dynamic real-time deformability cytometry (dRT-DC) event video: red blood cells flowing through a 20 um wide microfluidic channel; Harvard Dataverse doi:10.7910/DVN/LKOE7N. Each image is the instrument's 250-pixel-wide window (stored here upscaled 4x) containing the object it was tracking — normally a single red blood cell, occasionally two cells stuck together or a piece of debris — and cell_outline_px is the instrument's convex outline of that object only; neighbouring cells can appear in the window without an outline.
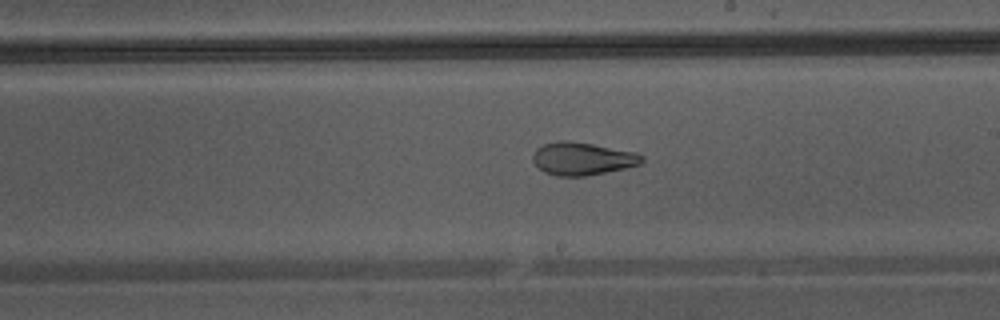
{"species": "Egyptian fruit bat (a non-hibernating species)", "species_latin": "Rousettus aegyptiacus", "temperature_condition": "warm", "stored_images_in_passage": 32, "camera_frame_rate_fps": 3000, "um_per_image_px": 0.085, "animal": {"sex": "male"}, "frame": {"image": 1, "passage_image": 14, "time_ms": 4.333, "image_size_px": [1000, 320], "cell_outline_px": [[644, 160], [640, 164], [624, 168], [584, 176], [556, 176], [544, 172], [532, 160], [532, 156], [536, 148], [544, 144], [556, 140], [568, 140], [592, 144], [636, 152], [644, 156]], "centroid_in_image_um": [49.48, 13.47], "position_along_channel_um": 239.5, "area_um2": 20.81}}